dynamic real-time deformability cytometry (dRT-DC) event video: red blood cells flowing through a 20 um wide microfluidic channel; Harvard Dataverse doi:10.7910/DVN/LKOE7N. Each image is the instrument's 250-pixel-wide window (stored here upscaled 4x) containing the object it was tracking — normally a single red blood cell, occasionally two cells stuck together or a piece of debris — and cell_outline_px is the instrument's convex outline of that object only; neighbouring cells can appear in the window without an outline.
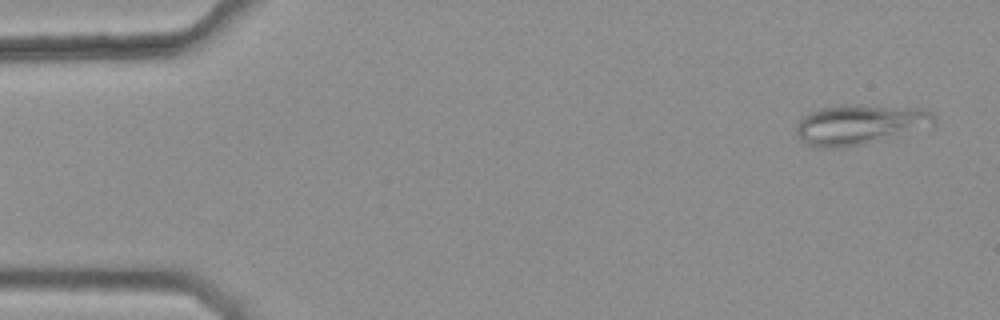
{"species": "common noctule bat (a hibernating species)", "species_latin": "Nyctalus noctula", "temperature_condition": "warm", "stored_images_in_passage": 7, "camera_frame_rate_fps": 3000, "um_per_image_px": 0.085, "animal": {"sex": "female", "body_mass_g": 25.1}, "frame": {"image": 1, "passage_image": 1, "time_ms": 0.0, "image_size_px": [1000, 320], "cell_outline_px": [[936, 124], [864, 144], [840, 148], [820, 148], [804, 144], [800, 140], [796, 132], [796, 124], [804, 116], [812, 112], [824, 108], [924, 108], [932, 112], [936, 116]], "centroid_in_image_um": [73.05, 10.66], "position_along_channel_um": 12.0, "area_um2": 30.58}}
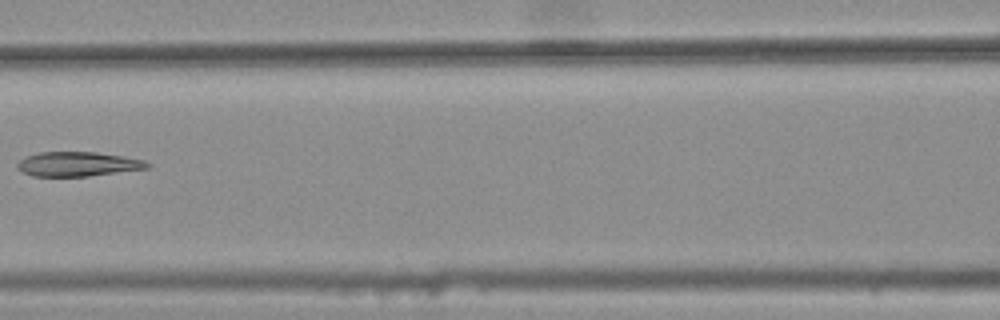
{"frame": {"image": 2, "passage_image": 6, "time_ms": 1.667, "image_size_px": [1000, 320], "cell_outline_px": [[152, 164], [148, 168], [88, 176], [32, 176], [16, 168], [16, 164], [24, 156], [40, 152], [96, 152], [144, 160]], "centroid_in_image_um": [6.58, 13.94], "position_along_channel_um": 160.0, "area_um2": 18.44}}
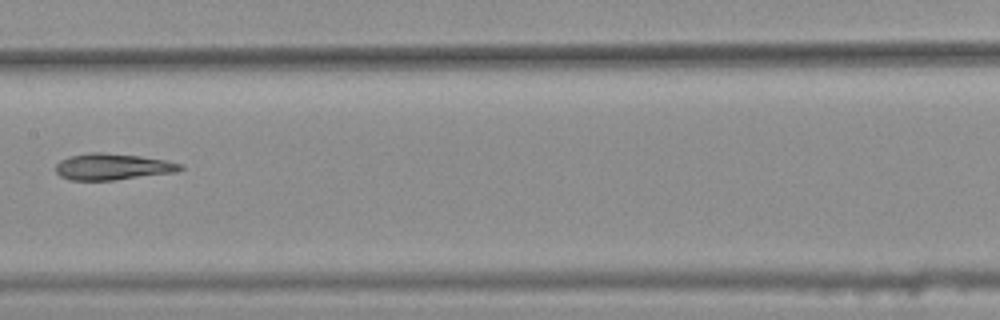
{"frame": {"image": 3, "passage_image": 7, "time_ms": 2.0, "image_size_px": [1000, 320], "cell_outline_px": [[184, 168], [176, 172], [116, 180], [68, 180], [60, 176], [56, 172], [56, 164], [60, 160], [68, 156], [88, 152], [100, 152], [140, 156], [164, 160], [184, 164]], "centroid_in_image_um": [9.55, 14.17], "position_along_channel_um": 197.8, "area_um2": 19.31}}